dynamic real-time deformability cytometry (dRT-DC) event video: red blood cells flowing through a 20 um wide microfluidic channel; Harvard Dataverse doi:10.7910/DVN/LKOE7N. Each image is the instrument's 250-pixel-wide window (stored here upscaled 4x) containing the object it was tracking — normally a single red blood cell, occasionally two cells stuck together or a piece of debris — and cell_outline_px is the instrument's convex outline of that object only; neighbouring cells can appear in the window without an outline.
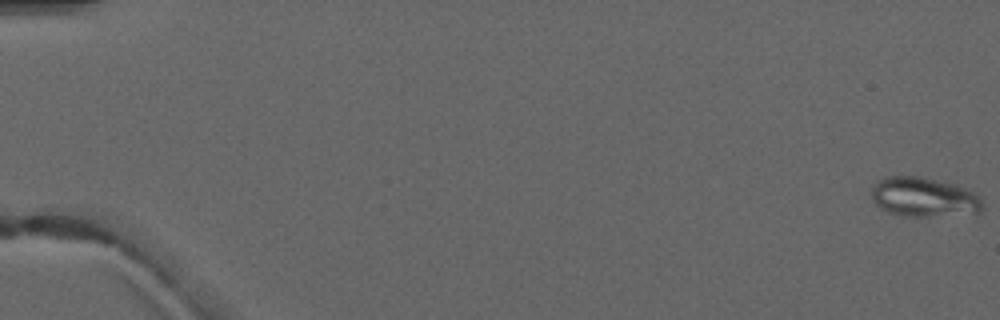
{"species": "common noctule bat (a hibernating species)", "species_latin": "Nyctalus noctula", "temperature_condition": "warm", "stored_images_in_passage": 5, "camera_frame_rate_fps": 3000, "um_per_image_px": 0.085, "animal": {"sex": "male", "forearm_length_mm": 52.5}, "frame": {"image": 1, "passage_image": 1, "time_ms": 0.0, "image_size_px": [1000, 320], "cell_outline_px": [[984, 208], [980, 212], [924, 216], [904, 216], [888, 212], [876, 204], [872, 200], [872, 188], [884, 176], [924, 176], [952, 184], [964, 188], [972, 192], [980, 200]], "centroid_in_image_um": [78.48, 16.74], "position_along_channel_um": 6.5, "area_um2": 25.09}}